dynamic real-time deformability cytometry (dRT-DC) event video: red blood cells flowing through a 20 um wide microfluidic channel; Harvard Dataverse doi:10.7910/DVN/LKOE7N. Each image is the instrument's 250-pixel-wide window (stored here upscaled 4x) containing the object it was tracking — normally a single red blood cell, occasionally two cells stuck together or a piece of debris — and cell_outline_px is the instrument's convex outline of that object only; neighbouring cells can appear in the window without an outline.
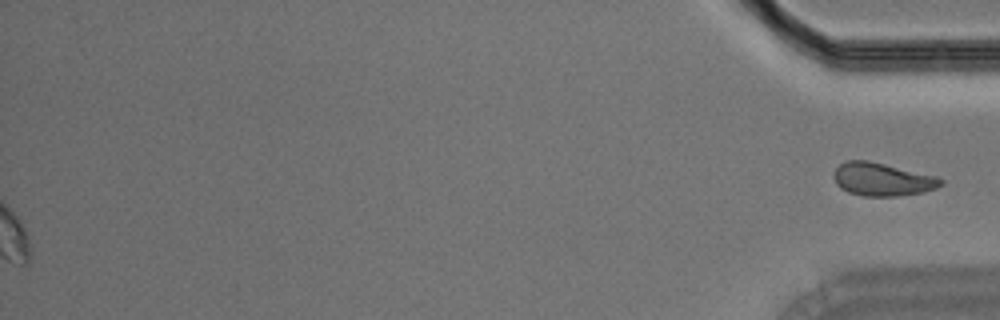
{"species": "Egyptian fruit bat (a non-hibernating species)", "species_latin": "Rousettus aegyptiacus", "temperature_condition": "room temperature", "stored_images_in_passage": 41, "segment_of_instrument_passage": [2, 2], "camera_frame_rate_fps": 3000, "um_per_image_px": 0.085, "animal": {"sex": "male"}, "frame": {"image": 1, "passage_image": 41, "time_ms": 13.333, "image_size_px": [1000, 320], "cell_outline_px": [[944, 184], [936, 188], [924, 192], [900, 196], [864, 196], [848, 192], [840, 188], [836, 184], [832, 176], [832, 172], [844, 160], [868, 160], [936, 176], [944, 180]], "centroid_in_image_um": [74.97, 15.24], "position_along_channel_um": 360.2, "area_um2": 20.87}}